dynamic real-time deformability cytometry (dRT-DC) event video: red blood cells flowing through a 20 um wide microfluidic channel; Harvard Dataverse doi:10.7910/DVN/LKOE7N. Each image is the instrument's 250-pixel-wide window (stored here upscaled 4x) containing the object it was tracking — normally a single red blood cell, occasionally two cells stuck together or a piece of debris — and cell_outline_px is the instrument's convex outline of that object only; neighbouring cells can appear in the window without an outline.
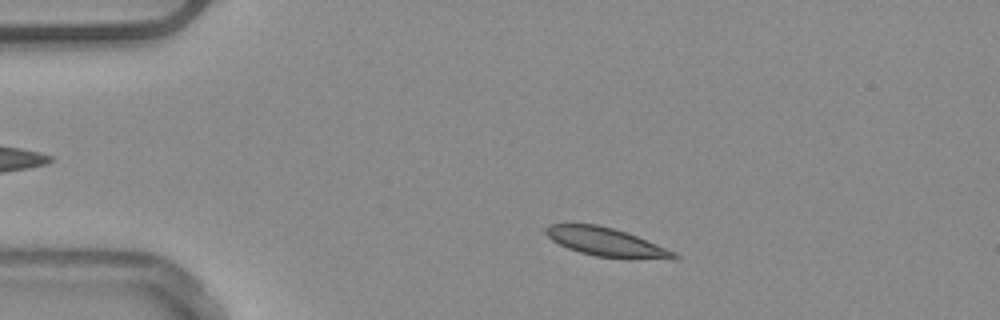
{"species": "common noctule bat (a hibernating species)", "species_latin": "Nyctalus noctula", "temperature_condition": "warm", "stored_images_in_passage": 22, "camera_frame_rate_fps": 3000, "um_per_image_px": 0.085, "animal": {"sex": "male", "body_mass_g": 20.4}, "frame": {"image": 1, "passage_image": 7, "time_ms": 2.0, "image_size_px": [1000, 320], "cell_outline_px": [[680, 256], [676, 260], [628, 260], [596, 256], [580, 252], [568, 248], [552, 240], [544, 232], [544, 228], [548, 224], [600, 224], [628, 232], [676, 252]], "centroid_in_image_um": [51.63, 20.61], "position_along_channel_um": 33.4, "area_um2": 22.08}}